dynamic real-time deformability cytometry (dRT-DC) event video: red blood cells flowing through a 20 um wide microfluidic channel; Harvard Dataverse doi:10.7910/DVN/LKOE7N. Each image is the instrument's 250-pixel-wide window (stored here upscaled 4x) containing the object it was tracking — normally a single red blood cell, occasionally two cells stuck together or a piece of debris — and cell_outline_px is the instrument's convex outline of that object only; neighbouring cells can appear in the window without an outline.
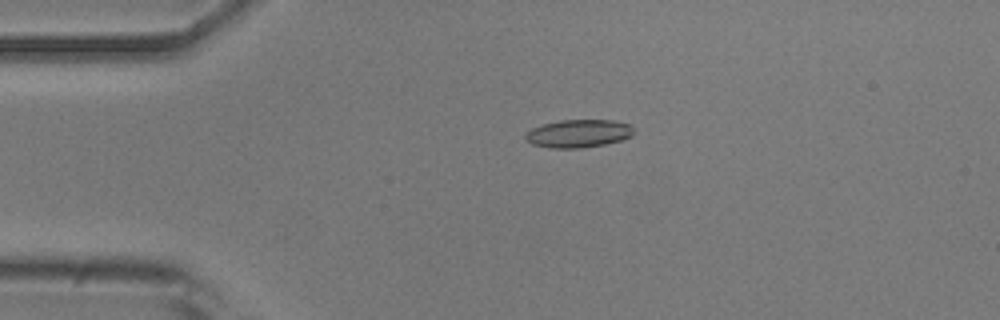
{"species": "common noctule bat (a hibernating species)", "species_latin": "Nyctalus noctula", "temperature_condition": "room temperature", "stored_images_in_passage": 54, "camera_frame_rate_fps": 3000, "um_per_image_px": 0.085, "animal": {"sex": "male", "body_mass_g": 20.5, "forearm_length_mm": 52.5}, "frame": {"image": 1, "passage_image": 12, "time_ms": 3.667, "image_size_px": [1000, 320], "cell_outline_px": [[632, 136], [620, 140], [604, 144], [580, 148], [552, 148], [532, 144], [524, 140], [524, 136], [532, 128], [544, 124], [560, 120], [612, 120], [628, 124], [632, 128]], "centroid_in_image_um": [49.13, 11.35], "position_along_channel_um": 35.9, "area_um2": 17.46}}
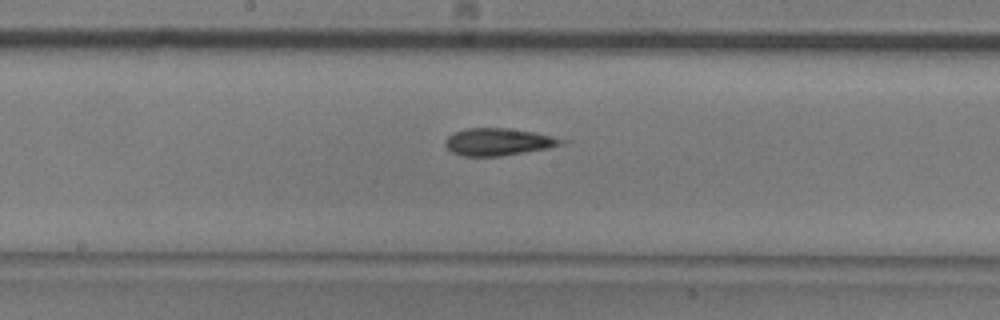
{"frame": {"image": 2, "passage_image": 28, "time_ms": 9.0, "image_size_px": [1000, 320], "cell_outline_px": [[568, 140], [564, 144], [548, 148], [500, 156], [464, 156], [452, 152], [444, 144], [444, 140], [448, 136], [464, 128], [508, 128], [536, 132]], "centroid_in_image_um": [42.37, 12.05], "position_along_channel_um": 205.8, "area_um2": 18.5}}
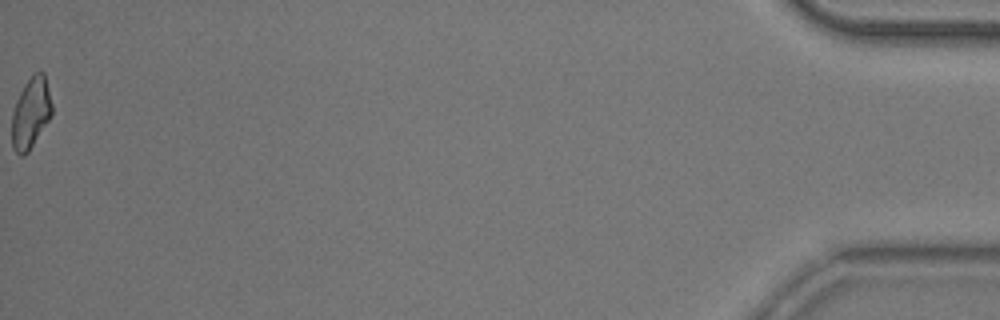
{"frame": {"image": 3, "passage_image": 54, "time_ms": 17.667, "image_size_px": [1000, 320], "cell_outline_px": [[52, 116], [28, 152], [24, 156], [20, 156], [12, 148], [12, 112], [16, 100], [24, 84], [36, 72], [44, 72], [52, 104]], "centroid_in_image_um": [2.62, 9.63], "position_along_channel_um": 432.6, "area_um2": 16.59}, "authors_computed_cell_mechanics": {"area_um2": 17.6868, "velocity_mm_per_s": 3.8132, "shape_relaxation_time_tau1_ms": null, "shape_relaxation_time_tau2_ms": 3.0877, "deformation_change_tau1": null, "deformation_change_tau2": 0.121}}